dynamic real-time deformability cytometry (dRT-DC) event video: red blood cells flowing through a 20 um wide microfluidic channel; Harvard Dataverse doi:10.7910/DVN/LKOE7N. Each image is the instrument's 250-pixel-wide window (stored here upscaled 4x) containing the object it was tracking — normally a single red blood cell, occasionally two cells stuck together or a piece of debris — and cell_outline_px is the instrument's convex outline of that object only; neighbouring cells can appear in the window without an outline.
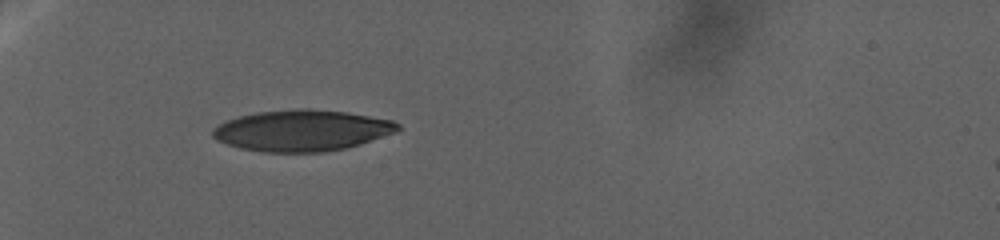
{"species": "human", "species_latin": "Homo sapiens", "temperature_condition": "warm", "stored_images_in_passage": 23, "camera_frame_rate_fps": 3000, "um_per_image_px": 0.085, "donor": {"sex": "female"}, "frame": {"image": 1, "passage_image": 1, "time_ms": 0.0, "image_size_px": [1000, 240], "cell_outline_px": [[400, 128], [396, 132], [360, 144], [344, 148], [324, 152], [260, 152], [240, 148], [216, 140], [212, 136], [212, 128], [216, 124], [240, 116], [256, 112], [296, 108], [308, 108], [348, 112], [392, 120], [400, 124]], "centroid_in_image_um": [25.64, 11.08], "position_along_channel_um": 59.4, "area_um2": 44.62}}
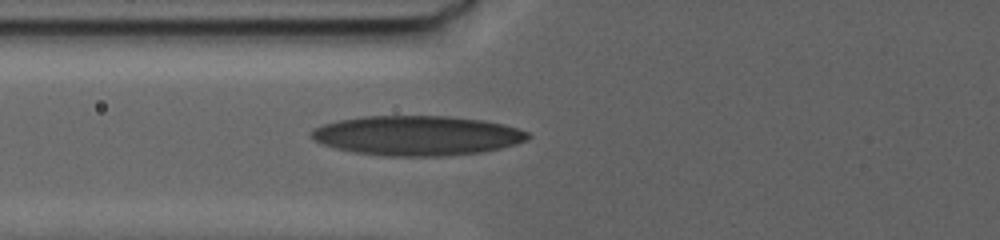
{"frame": {"image": 2, "passage_image": 19, "time_ms": 4.333, "image_size_px": [1000, 240], "cell_outline_px": [[532, 136], [528, 140], [516, 144], [484, 152], [448, 156], [384, 156], [356, 152], [336, 148], [320, 144], [312, 140], [308, 136], [308, 132], [312, 128], [324, 124], [340, 120], [360, 116], [448, 116], [484, 120], [504, 124], [528, 132]], "centroid_in_image_um": [35.43, 11.52], "position_along_channel_um": 90.4, "area_um2": 50.63}}